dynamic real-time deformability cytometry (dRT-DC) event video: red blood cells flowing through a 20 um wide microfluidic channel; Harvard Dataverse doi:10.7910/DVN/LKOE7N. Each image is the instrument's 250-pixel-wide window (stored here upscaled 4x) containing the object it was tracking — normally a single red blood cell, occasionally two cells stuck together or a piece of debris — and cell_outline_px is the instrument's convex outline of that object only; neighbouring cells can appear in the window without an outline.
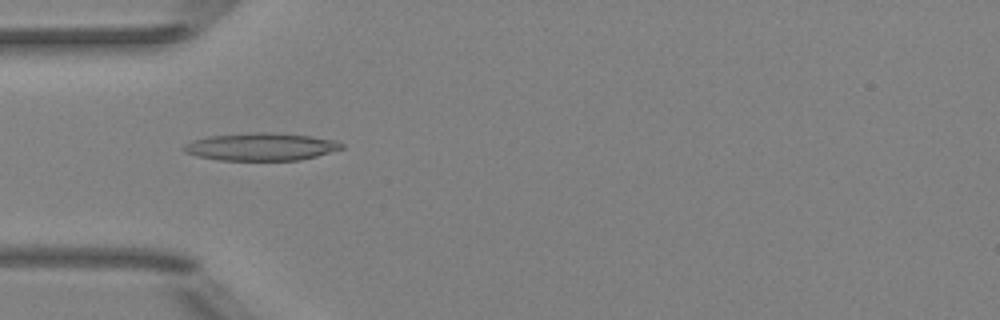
{"species": "Egyptian fruit bat (a non-hibernating species)", "species_latin": "Rousettus aegyptiacus", "temperature_condition": "room temperature", "stored_images_in_passage": 6, "camera_frame_rate_fps": 3000, "um_per_image_px": 0.085, "animal": {"sex": "female"}, "frame": {"image": 1, "passage_image": 5, "time_ms": 4.333, "image_size_px": [1000, 320], "cell_outline_px": [[344, 148], [316, 156], [296, 160], [220, 160], [196, 156], [184, 152], [180, 148], [184, 144], [192, 140], [208, 136], [252, 132], [268, 132], [308, 136], [336, 140], [344, 144]], "centroid_in_image_um": [22.13, 12.47], "position_along_channel_um": 62.9, "area_um2": 25.43}}
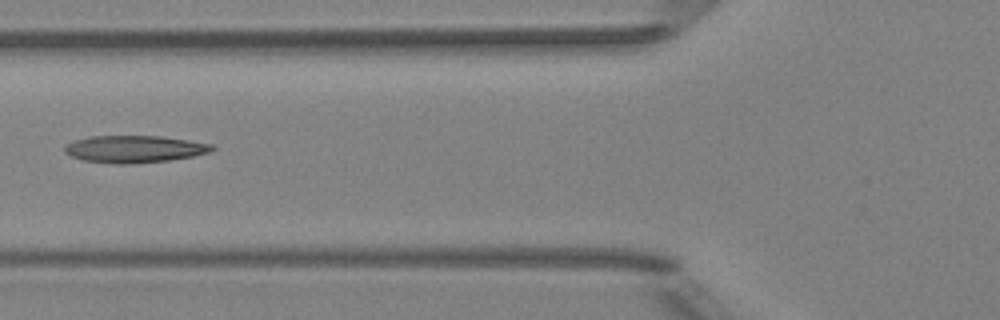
{"frame": {"image": 2, "passage_image": 6, "time_ms": 5.667, "image_size_px": [1000, 320], "cell_outline_px": [[216, 148], [212, 152], [192, 156], [168, 160], [128, 164], [112, 164], [84, 160], [72, 156], [64, 152], [64, 148], [68, 144], [76, 140], [92, 136], [160, 136], [188, 140], [212, 144]], "centroid_in_image_um": [11.46, 12.67], "position_along_channel_um": 114.3, "area_um2": 23.18}}